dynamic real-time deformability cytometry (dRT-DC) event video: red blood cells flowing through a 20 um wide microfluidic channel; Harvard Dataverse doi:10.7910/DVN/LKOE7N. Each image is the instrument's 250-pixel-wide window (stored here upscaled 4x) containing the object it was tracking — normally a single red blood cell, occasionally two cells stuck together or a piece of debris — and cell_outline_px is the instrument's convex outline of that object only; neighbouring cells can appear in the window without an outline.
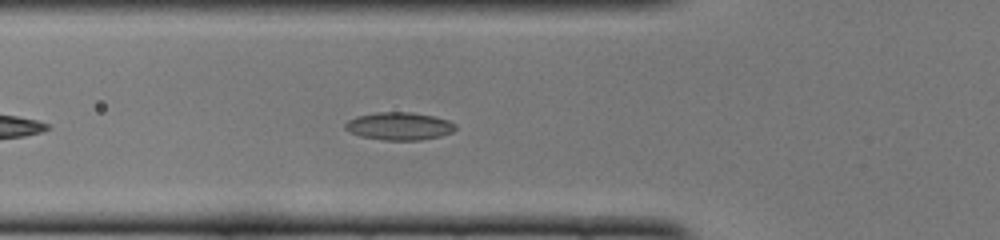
{"species": "common noctule bat (a hibernating species)", "species_latin": "Nyctalus noctula", "temperature_condition": "cold", "stored_images_in_passage": 40, "camera_frame_rate_fps": 3000, "um_per_image_px": 0.085, "animal": {"sex": "female", "body_mass_g": 22.0, "forearm_length_mm": 56.7}, "frame": {"image": 1, "passage_image": 7, "time_ms": 2.0, "image_size_px": [1000, 240], "cell_outline_px": [[456, 128], [452, 132], [440, 136], [420, 140], [384, 140], [360, 136], [344, 128], [344, 124], [348, 120], [356, 116], [376, 112], [412, 112], [432, 116], [448, 120], [456, 124]], "centroid_in_image_um": [33.93, 10.72], "position_along_channel_um": 91.9, "area_um2": 17.8}}
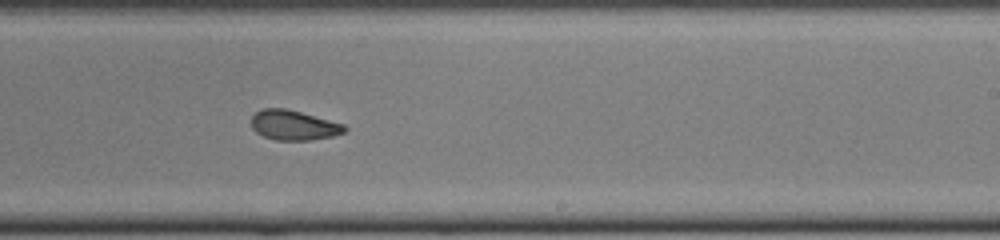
{"frame": {"image": 2, "passage_image": 20, "time_ms": 6.333, "image_size_px": [1000, 240], "cell_outline_px": [[348, 128], [344, 132], [332, 136], [312, 140], [276, 140], [264, 136], [256, 132], [252, 128], [252, 116], [256, 112], [264, 108], [284, 108], [300, 112], [344, 124]], "centroid_in_image_um": [24.96, 10.64], "position_along_channel_um": 264.0, "area_um2": 16.07}}
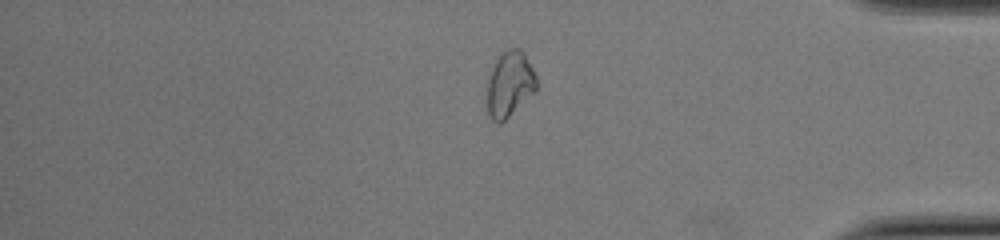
{"frame": {"image": 3, "passage_image": 40, "time_ms": 13.0, "image_size_px": [1000, 240], "cell_outline_px": [[536, 92], [500, 124], [496, 124], [492, 120], [484, 104], [488, 80], [492, 68], [500, 52], [508, 48], [520, 48], [524, 52], [536, 76]], "centroid_in_image_um": [43.28, 7.17], "position_along_channel_um": 391.9, "area_um2": 19.36}, "authors_computed_cell_mechanics": {"area_um2": 17.4267, "velocity_mm_per_s": 3.9819, "shape_relaxation_time_tau1_ms": 7.0751, "shape_relaxation_time_tau2_ms": 2.8823, "deformation_change_tau1": 0.1298, "deformation_change_tau2": 0.0873}}